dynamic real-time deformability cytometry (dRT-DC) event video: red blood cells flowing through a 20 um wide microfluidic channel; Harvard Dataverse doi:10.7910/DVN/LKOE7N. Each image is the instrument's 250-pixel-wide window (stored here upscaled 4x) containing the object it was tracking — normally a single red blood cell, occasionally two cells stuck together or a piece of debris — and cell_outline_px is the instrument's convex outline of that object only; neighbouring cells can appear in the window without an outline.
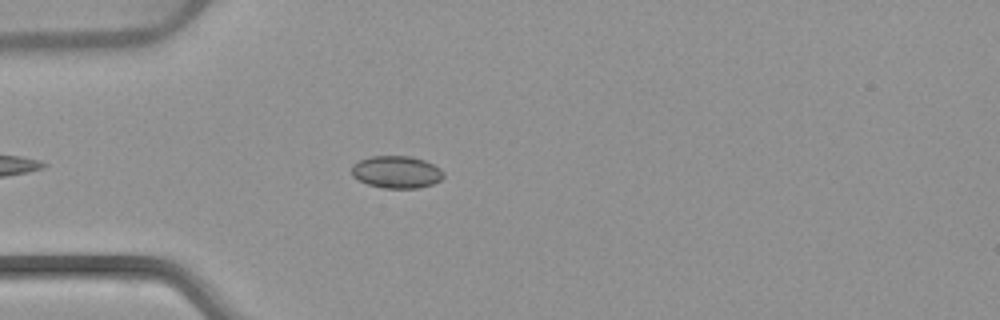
{"species": "common noctule bat (a hibernating species)", "species_latin": "Nyctalus noctula", "temperature_condition": "warm", "stored_images_in_passage": 45, "camera_frame_rate_fps": 3000, "um_per_image_px": 0.085, "animal": {"sex": "female", "body_mass_g": 22.7, "forearm_length_mm": 54.2}, "frame": {"image": 1, "passage_image": 7, "time_ms": 2.0, "image_size_px": [1000, 320], "cell_outline_px": [[444, 176], [440, 180], [432, 184], [420, 188], [384, 188], [368, 184], [352, 176], [352, 164], [360, 160], [372, 156], [412, 156], [424, 160], [440, 168], [444, 172]], "centroid_in_image_um": [33.72, 14.62], "position_along_channel_um": 51.3, "area_um2": 17.28}}
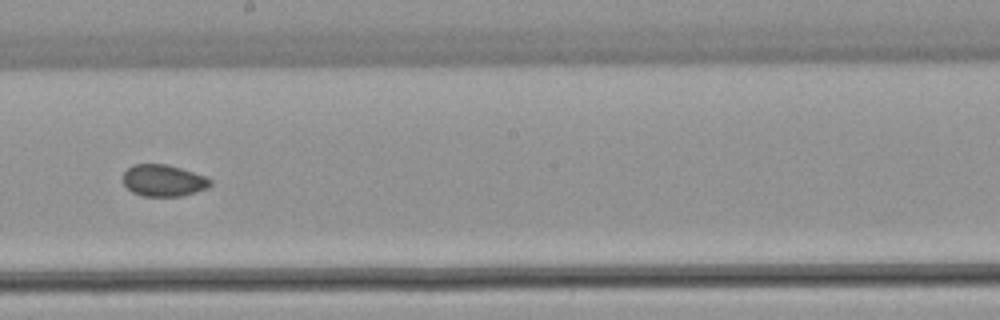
{"frame": {"image": 2, "passage_image": 22, "time_ms": 7.0, "image_size_px": [1000, 320], "cell_outline_px": [[212, 184], [208, 188], [180, 196], [144, 196], [132, 192], [124, 184], [124, 172], [132, 164], [168, 164], [204, 176], [212, 180]], "centroid_in_image_um": [13.89, 15.34], "position_along_channel_um": 234.3, "area_um2": 16.01}}
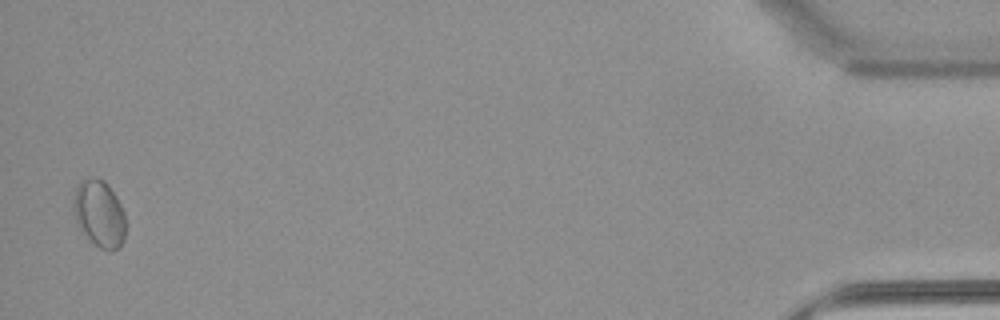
{"frame": {"image": 3, "passage_image": 44, "time_ms": 14.333, "image_size_px": [1000, 320], "cell_outline_px": [[128, 224], [124, 240], [120, 248], [112, 252], [100, 248], [80, 228], [76, 220], [72, 208], [72, 204], [76, 188], [80, 180], [92, 176], [96, 176], [104, 180], [108, 184], [116, 196], [124, 212]], "centroid_in_image_um": [8.48, 18.15], "position_along_channel_um": 426.7, "area_um2": 20.81}, "authors_computed_cell_mechanics": {"area_um2": 16.8198, "velocity_mm_per_s": 3.8676, "shape_relaxation_time_tau1_ms": null, "shape_relaxation_time_tau2_ms": 2.3495, "deformation_change_tau1": null, "deformation_change_tau2": 0.0535}}